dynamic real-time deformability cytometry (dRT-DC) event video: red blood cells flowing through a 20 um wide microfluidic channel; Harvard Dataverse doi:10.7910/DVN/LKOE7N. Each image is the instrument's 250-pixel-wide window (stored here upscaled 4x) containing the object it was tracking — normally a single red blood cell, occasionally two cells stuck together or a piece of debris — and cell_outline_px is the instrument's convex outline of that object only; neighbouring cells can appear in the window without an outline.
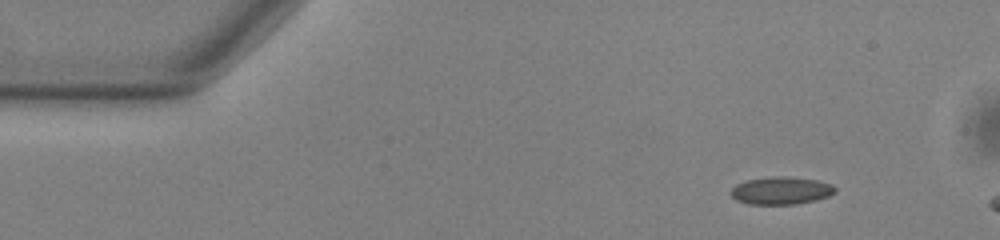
{"species": "common noctule bat (a hibernating species)", "species_latin": "Nyctalus noctula", "temperature_condition": "warm", "stored_images_in_passage": 7, "camera_frame_rate_fps": 3000, "um_per_image_px": 0.085, "animal": {"sex": "male", "body_mass_g": 13.0, "forearm_length_mm": 53.1}, "frame": {"image": 1, "passage_image": 1, "time_ms": 0.0, "image_size_px": [1000, 240], "cell_outline_px": [[836, 192], [828, 196], [816, 200], [796, 204], [748, 204], [736, 200], [728, 192], [736, 184], [744, 180], [772, 176], [784, 176], [816, 180], [832, 184], [836, 188]], "centroid_in_image_um": [66.36, 16.2], "position_along_channel_um": 18.6, "area_um2": 16.94}}